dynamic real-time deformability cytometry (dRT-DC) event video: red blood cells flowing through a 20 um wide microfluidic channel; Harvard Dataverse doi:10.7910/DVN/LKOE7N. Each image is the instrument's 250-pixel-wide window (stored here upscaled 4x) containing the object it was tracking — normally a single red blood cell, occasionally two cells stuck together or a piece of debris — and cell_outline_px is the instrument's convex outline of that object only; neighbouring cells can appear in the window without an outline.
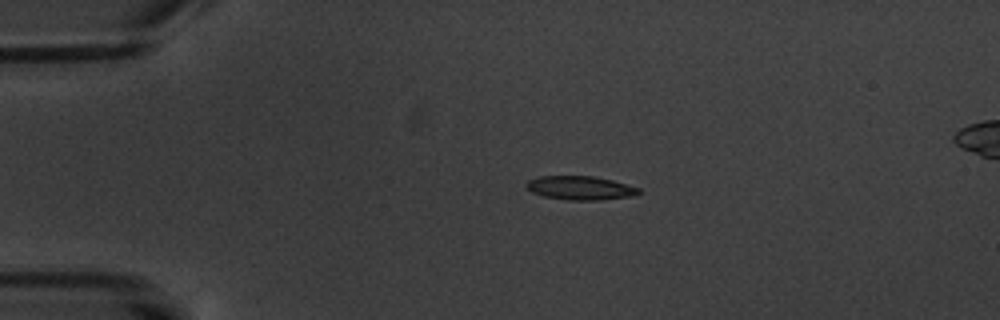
{"species": "common noctule bat (a hibernating species)", "species_latin": "Nyctalus noctula", "temperature_condition": "warm", "stored_images_in_passage": 6, "camera_frame_rate_fps": 3000, "um_per_image_px": 0.085, "animal": {"sex": "male", "body_mass_g": 20.1, "forearm_length_mm": 53.5}, "frame": {"image": 1, "passage_image": 3, "time_ms": 2.333, "image_size_px": [1000, 320], "cell_outline_px": [[640, 192], [632, 196], [604, 200], [568, 200], [544, 196], [532, 192], [524, 184], [528, 180], [540, 176], [592, 176], [612, 180], [640, 188]], "centroid_in_image_um": [49.32, 15.98], "position_along_channel_um": 35.7, "area_um2": 15.55}}